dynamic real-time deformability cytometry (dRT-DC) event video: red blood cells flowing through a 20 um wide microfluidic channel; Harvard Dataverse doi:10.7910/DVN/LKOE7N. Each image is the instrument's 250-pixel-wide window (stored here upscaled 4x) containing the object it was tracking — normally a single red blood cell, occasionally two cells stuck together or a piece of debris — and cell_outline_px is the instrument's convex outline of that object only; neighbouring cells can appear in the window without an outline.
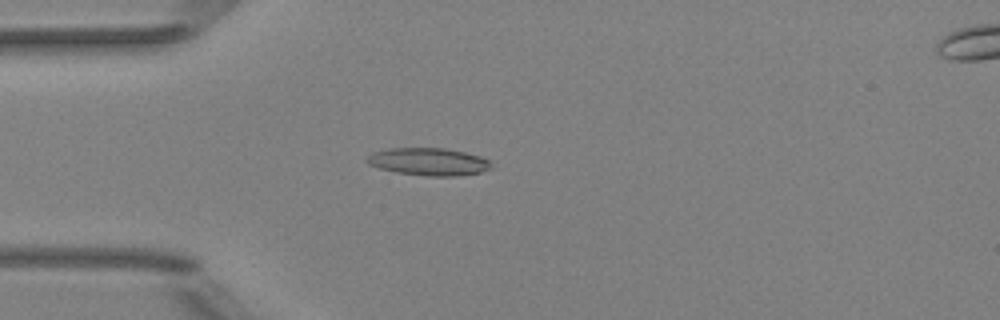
{"species": "Egyptian fruit bat (a non-hibernating species)", "species_latin": "Rousettus aegyptiacus", "temperature_condition": "room temperature", "stored_images_in_passage": 41, "camera_frame_rate_fps": 3000, "um_per_image_px": 0.085, "animal": {"sex": "female"}, "frame": {"image": 1, "passage_image": 4, "time_ms": 1.0, "image_size_px": [1000, 320], "cell_outline_px": [[492, 168], [480, 172], [452, 176], [428, 176], [396, 172], [380, 168], [368, 164], [368, 156], [372, 152], [388, 148], [444, 148], [464, 152], [480, 156], [488, 160], [492, 164]], "centroid_in_image_um": [36.43, 13.74], "position_along_channel_um": 48.6, "area_um2": 19.77}}
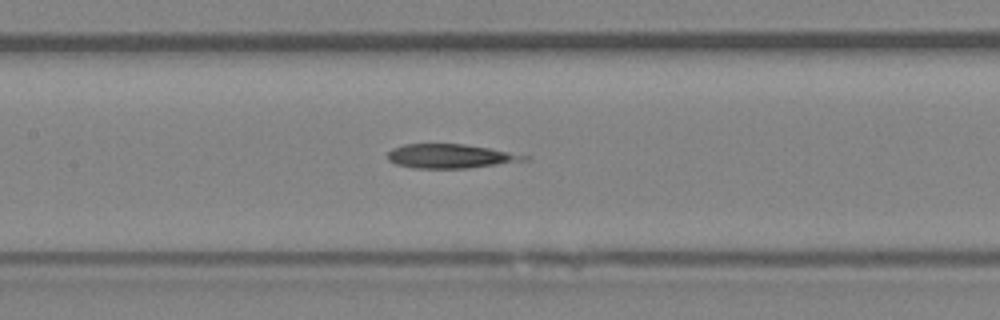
{"frame": {"image": 2, "passage_image": 14, "time_ms": 4.333, "image_size_px": [1000, 320], "cell_outline_px": [[528, 160], [468, 168], [412, 168], [396, 164], [388, 160], [388, 152], [392, 148], [404, 144], [464, 144], [488, 148], [528, 156]], "centroid_in_image_um": [38.22, 13.27], "position_along_channel_um": 169.2, "area_um2": 18.96}}
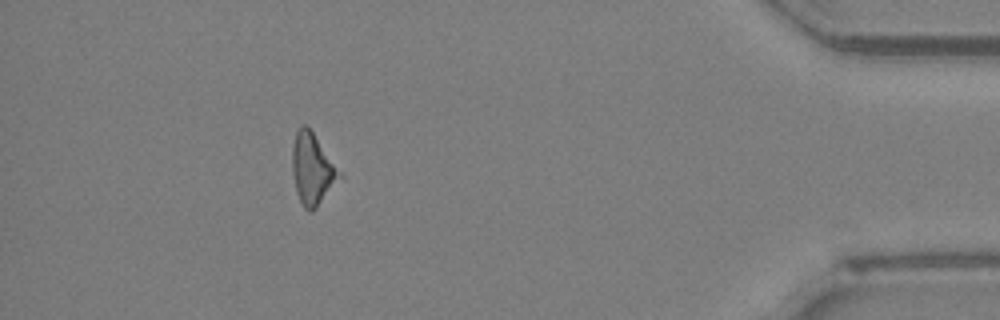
{"frame": {"image": 3, "passage_image": 36, "time_ms": 11.667, "image_size_px": [1000, 320], "cell_outline_px": [[344, 176], [316, 208], [312, 212], [308, 212], [304, 208], [296, 192], [292, 172], [292, 148], [296, 132], [304, 124], [308, 124]], "centroid_in_image_um": [26.57, 14.37], "position_along_channel_um": 408.6, "area_um2": 19.88}}